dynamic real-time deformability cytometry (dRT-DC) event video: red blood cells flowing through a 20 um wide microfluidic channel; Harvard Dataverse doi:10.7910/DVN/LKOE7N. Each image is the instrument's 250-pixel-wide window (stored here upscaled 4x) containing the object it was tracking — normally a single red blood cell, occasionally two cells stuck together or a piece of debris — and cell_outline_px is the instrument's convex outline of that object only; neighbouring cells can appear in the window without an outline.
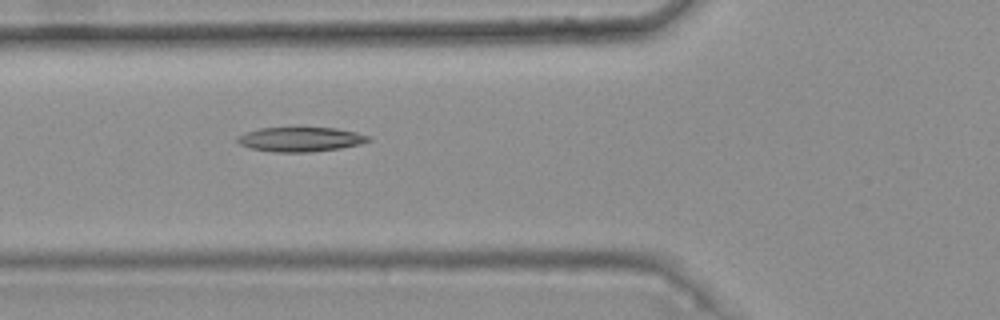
{"species": "common noctule bat (a hibernating species)", "species_latin": "Nyctalus noctula", "temperature_condition": "warm", "stored_images_in_passage": 3, "camera_frame_rate_fps": 3000, "um_per_image_px": 0.085, "animal": {"sex": "female", "body_mass_g": 25.1}, "frame": {"image": 1, "passage_image": 3, "time_ms": 0.667, "image_size_px": [1000, 320], "cell_outline_px": [[372, 140], [360, 144], [340, 148], [312, 152], [272, 152], [252, 148], [240, 144], [236, 140], [236, 136], [260, 128], [336, 128], [356, 132], [368, 136]], "centroid_in_image_um": [25.55, 11.85], "position_along_channel_um": 100.3, "area_um2": 18.55}}